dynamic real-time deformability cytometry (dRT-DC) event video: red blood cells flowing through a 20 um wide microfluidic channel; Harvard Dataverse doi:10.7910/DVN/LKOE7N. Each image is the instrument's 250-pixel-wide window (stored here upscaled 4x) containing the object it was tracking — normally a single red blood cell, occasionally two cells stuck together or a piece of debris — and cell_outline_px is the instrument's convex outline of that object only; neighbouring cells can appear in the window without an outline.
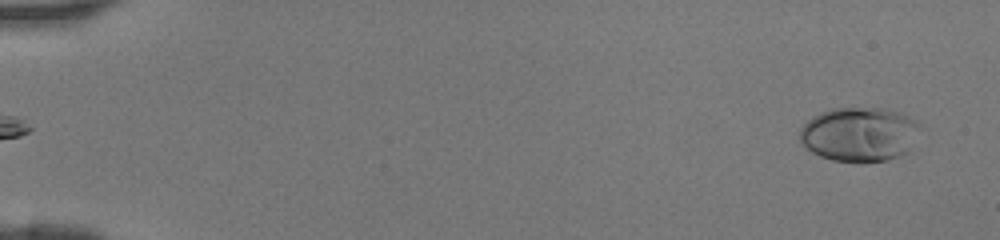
{"species": "human", "species_latin": "Homo sapiens", "temperature_condition": "room temperature", "stored_images_in_passage": 46, "camera_frame_rate_fps": 3000, "um_per_image_px": 0.085, "donor": {"sex": "female"}, "frame": {"image": 1, "passage_image": 2, "time_ms": 0.333, "image_size_px": [1000, 240], "cell_outline_px": [[920, 124], [908, 152], [884, 160], [860, 164], [832, 160], [820, 156], [812, 152], [800, 140], [800, 128], [812, 116], [820, 112], [832, 108], [884, 108], [908, 116], [916, 120]], "centroid_in_image_um": [73.01, 11.42], "position_along_channel_um": 12.0, "area_um2": 38.09}}
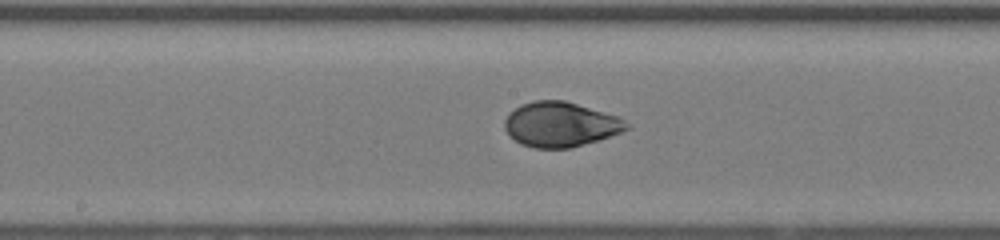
{"frame": {"image": 2, "passage_image": 25, "time_ms": 8.0, "image_size_px": [1000, 240], "cell_outline_px": [[632, 128], [600, 140], [572, 148], [536, 148], [520, 144], [504, 128], [504, 120], [508, 112], [520, 104], [532, 100], [564, 100], [616, 116], [624, 120]], "centroid_in_image_um": [47.62, 10.58], "position_along_channel_um": 200.6, "area_um2": 31.96}}
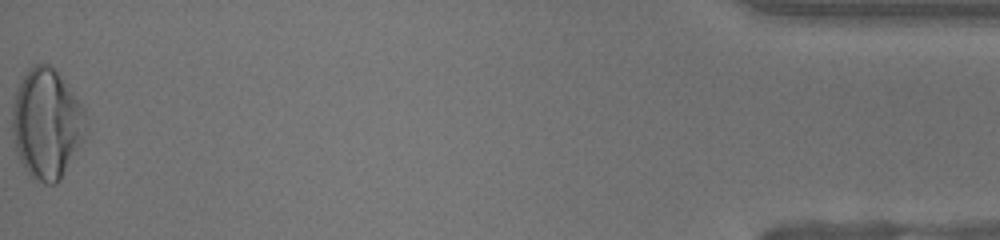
{"frame": {"image": 3, "passage_image": 46, "time_ms": 15.0, "image_size_px": [1000, 240], "cell_outline_px": [[88, 132], [84, 140], [60, 180], [56, 184], [44, 184], [32, 176], [24, 168], [16, 152], [12, 128], [12, 104], [16, 92], [28, 68], [36, 64], [48, 64], [60, 76], [84, 108], [88, 120]], "centroid_in_image_um": [4.0, 10.54], "position_along_channel_um": 431.2, "area_um2": 47.28}}